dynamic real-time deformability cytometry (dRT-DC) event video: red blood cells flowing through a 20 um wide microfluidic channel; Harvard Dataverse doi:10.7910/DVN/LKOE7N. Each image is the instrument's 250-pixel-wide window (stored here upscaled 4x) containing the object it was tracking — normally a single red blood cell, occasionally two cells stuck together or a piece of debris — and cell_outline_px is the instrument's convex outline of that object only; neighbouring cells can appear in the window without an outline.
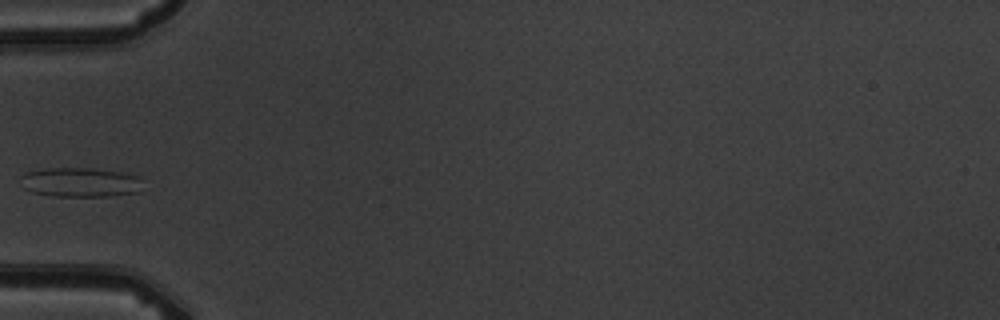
{"species": "common noctule bat (a hibernating species)", "species_latin": "Nyctalus noctula", "temperature_condition": "warm", "stored_images_in_passage": 3, "camera_frame_rate_fps": 3000, "um_per_image_px": 0.085, "animal": {"sex": "male", "body_mass_g": 19.5, "forearm_length_mm": 54.6}, "frame": {"image": 1, "passage_image": 3, "time_ms": 3.0, "image_size_px": [1000, 320], "cell_outline_px": [[144, 180], [140, 192], [108, 196], [52, 196], [32, 192], [24, 188], [20, 176], [24, 172], [44, 168], [92, 168], [120, 172], [136, 176]], "centroid_in_image_um": [6.83, 15.49], "position_along_channel_um": 78.2, "area_um2": 21.15}}